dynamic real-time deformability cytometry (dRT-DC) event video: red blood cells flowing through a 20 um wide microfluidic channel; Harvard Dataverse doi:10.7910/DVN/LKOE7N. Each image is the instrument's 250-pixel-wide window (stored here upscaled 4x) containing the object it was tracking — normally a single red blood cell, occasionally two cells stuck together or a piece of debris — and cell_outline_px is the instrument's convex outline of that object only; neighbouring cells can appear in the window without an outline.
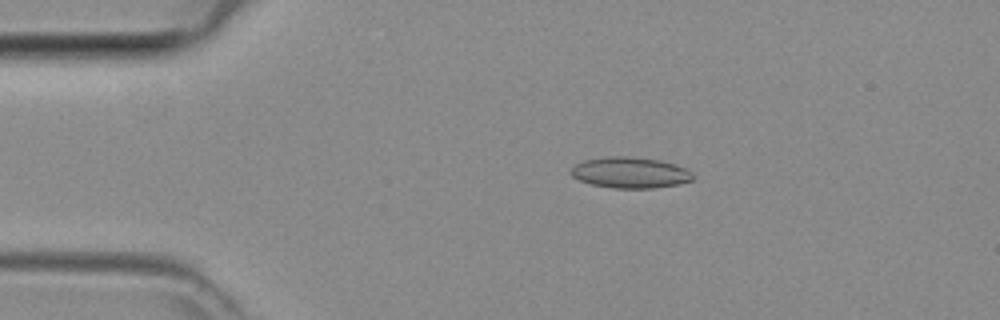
{"species": "common noctule bat (a hibernating species)", "species_latin": "Nyctalus noctula", "temperature_condition": "room temperature", "stored_images_in_passage": 46, "camera_frame_rate_fps": 3000, "um_per_image_px": 0.085, "animal": {"sex": "female", "body_mass_g": 29.2, "forearm_length_mm": 56.3}, "frame": {"image": 1, "passage_image": 9, "time_ms": 2.667, "image_size_px": [1000, 320], "cell_outline_px": [[696, 176], [692, 180], [680, 184], [652, 188], [612, 188], [592, 184], [580, 180], [572, 176], [568, 172], [576, 164], [584, 160], [608, 156], [628, 156], [660, 160], [688, 168]], "centroid_in_image_um": [53.6, 14.67], "position_along_channel_um": 31.4, "area_um2": 22.2}}
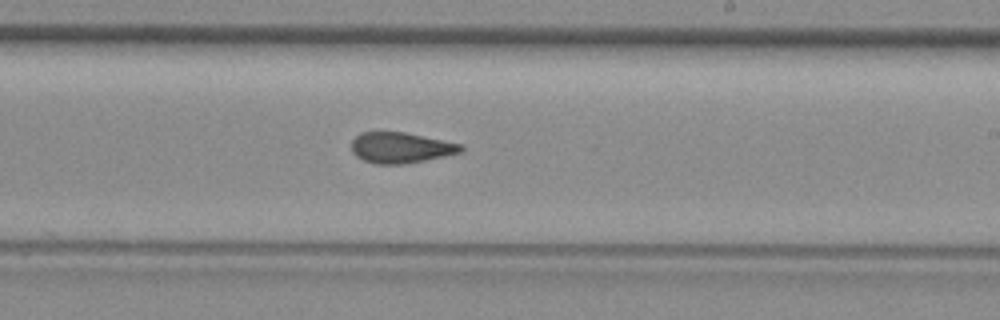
{"frame": {"image": 2, "passage_image": 27, "time_ms": 8.667, "image_size_px": [1000, 320], "cell_outline_px": [[464, 148], [460, 152], [424, 160], [404, 164], [376, 164], [364, 160], [356, 156], [352, 152], [352, 140], [360, 132], [404, 132], [464, 144]], "centroid_in_image_um": [34.05, 12.55], "position_along_channel_um": 254.9, "area_um2": 19.48}}
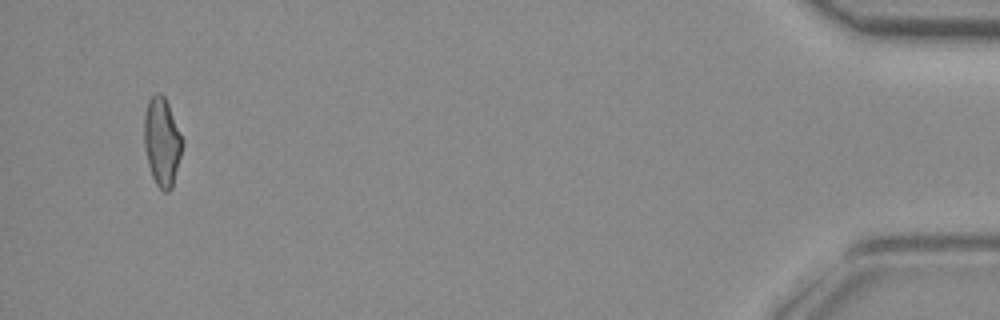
{"frame": {"image": 3, "passage_image": 44, "time_ms": 14.333, "image_size_px": [1000, 320], "cell_outline_px": [[184, 144], [172, 188], [168, 192], [164, 192], [156, 184], [152, 176], [148, 164], [144, 148], [144, 116], [148, 100], [156, 92], [160, 92], [164, 96], [168, 104], [184, 140]], "centroid_in_image_um": [13.77, 12.05], "position_along_channel_um": 421.4, "area_um2": 19.88}}